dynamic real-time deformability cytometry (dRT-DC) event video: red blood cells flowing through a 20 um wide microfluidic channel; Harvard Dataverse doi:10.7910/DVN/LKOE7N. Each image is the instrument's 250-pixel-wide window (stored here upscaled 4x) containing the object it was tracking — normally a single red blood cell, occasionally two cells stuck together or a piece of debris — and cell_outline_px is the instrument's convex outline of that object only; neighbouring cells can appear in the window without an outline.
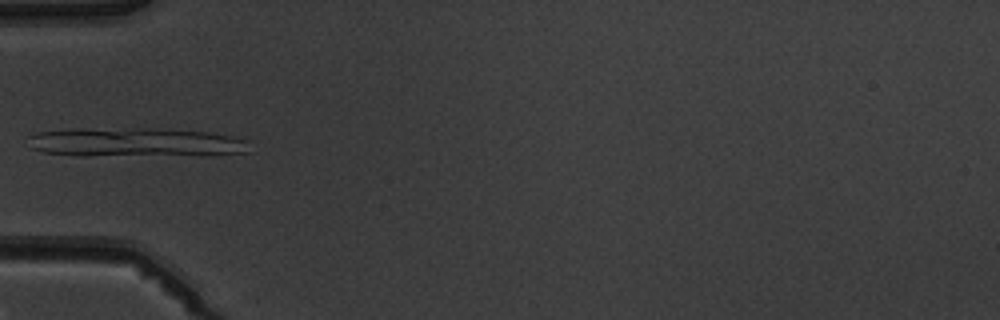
{"species": "common noctule bat (a hibernating species)", "species_latin": "Nyctalus noctula", "temperature_condition": "warm", "stored_images_in_passage": 6, "camera_frame_rate_fps": 3000, "um_per_image_px": 0.085, "animal": {"sex": "male", "body_mass_g": 19.5, "forearm_length_mm": 54.6}, "frame": {"image": 1, "passage_image": 5, "time_ms": 4.667, "image_size_px": [1000, 320], "cell_outline_px": [[252, 152], [220, 156], [76, 156], [44, 152], [32, 148], [28, 136], [36, 132], [76, 128], [168, 128], [208, 132], [232, 136], [248, 140]], "centroid_in_image_um": [11.66, 12.12], "position_along_channel_um": 73.3, "area_um2": 39.25}}